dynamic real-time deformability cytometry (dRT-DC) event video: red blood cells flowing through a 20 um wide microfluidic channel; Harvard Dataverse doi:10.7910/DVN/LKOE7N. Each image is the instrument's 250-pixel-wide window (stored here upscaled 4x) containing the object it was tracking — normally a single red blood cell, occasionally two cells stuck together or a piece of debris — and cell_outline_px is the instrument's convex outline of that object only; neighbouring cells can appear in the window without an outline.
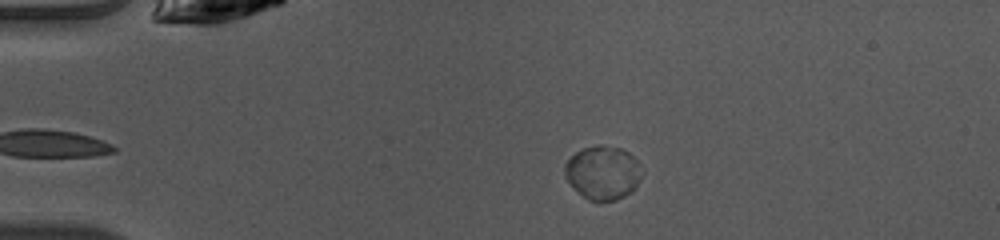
{"species": "common noctule bat (a hibernating species)", "species_latin": "Nyctalus noctula", "temperature_condition": "warm", "stored_images_in_passage": 11, "camera_frame_rate_fps": 3000, "um_per_image_px": 0.085, "animal": {"sex": "female", "body_mass_g": 10.0, "forearm_length_mm": 53.1}, "frame": {"image": 1, "passage_image": 1, "time_ms": 0.0, "image_size_px": [1000, 240], "cell_outline_px": [[644, 172], [636, 188], [632, 192], [616, 200], [600, 204], [596, 204], [588, 200], [564, 176], [564, 164], [576, 152], [584, 148], [596, 144], [600, 144], [624, 148], [640, 164]], "centroid_in_image_um": [51.29, 14.69], "position_along_channel_um": 33.7, "area_um2": 24.68}}
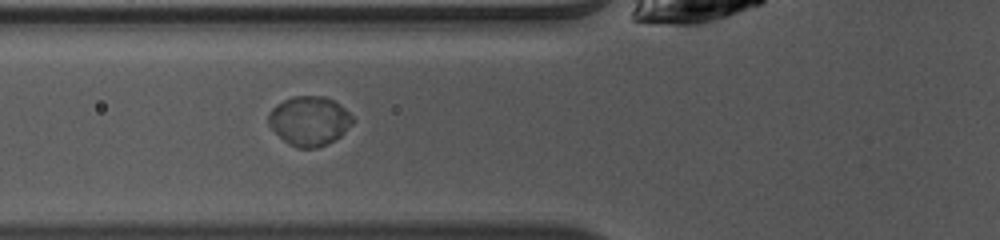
{"frame": {"image": 2, "passage_image": 9, "time_ms": 2.667, "image_size_px": [1000, 240], "cell_outline_px": [[352, 124], [340, 136], [328, 144], [316, 148], [296, 148], [288, 144], [268, 124], [268, 112], [276, 104], [292, 96], [324, 96], [340, 104], [352, 116]], "centroid_in_image_um": [26.27, 10.28], "position_along_channel_um": 99.5, "area_um2": 24.16}}